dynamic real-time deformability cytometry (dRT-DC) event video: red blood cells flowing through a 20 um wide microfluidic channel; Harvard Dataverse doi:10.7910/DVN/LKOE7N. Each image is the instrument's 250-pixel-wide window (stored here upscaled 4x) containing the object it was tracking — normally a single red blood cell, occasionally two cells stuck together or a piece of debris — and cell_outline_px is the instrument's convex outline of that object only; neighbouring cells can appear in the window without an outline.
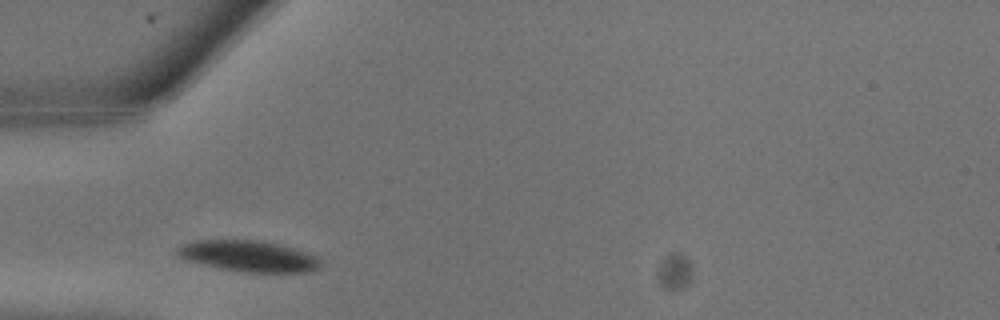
{"species": "common noctule bat (a hibernating species)", "species_latin": "Nyctalus noctula", "temperature_condition": "warm", "stored_images_in_passage": 11, "camera_frame_rate_fps": 3000, "um_per_image_px": 0.085, "animal": {"sex": "male", "body_mass_g": 13.3}, "frame": {"image": 1, "passage_image": 2, "time_ms": 0.333, "image_size_px": [1000, 320], "cell_outline_px": [[324, 264], [320, 268], [308, 272], [244, 272], [204, 264], [188, 260], [176, 256], [176, 248], [184, 244], [196, 240], [256, 240], [280, 244], [316, 256], [324, 260]], "centroid_in_image_um": [21.18, 21.77], "position_along_channel_um": 63.8, "area_um2": 25.84}}
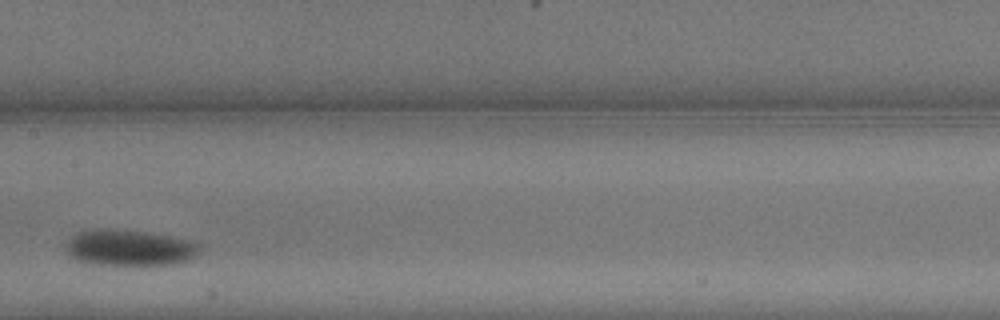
{"frame": {"image": 2, "passage_image": 7, "time_ms": 2.0, "image_size_px": [1000, 320], "cell_outline_px": [[200, 248], [188, 260], [172, 264], [88, 264], [76, 260], [68, 256], [64, 248], [68, 236], [76, 232], [96, 228], [116, 228], [144, 232], [168, 236], [188, 240], [200, 244]], "centroid_in_image_um": [10.85, 21.04], "position_along_channel_um": 196.5, "area_um2": 28.26}}
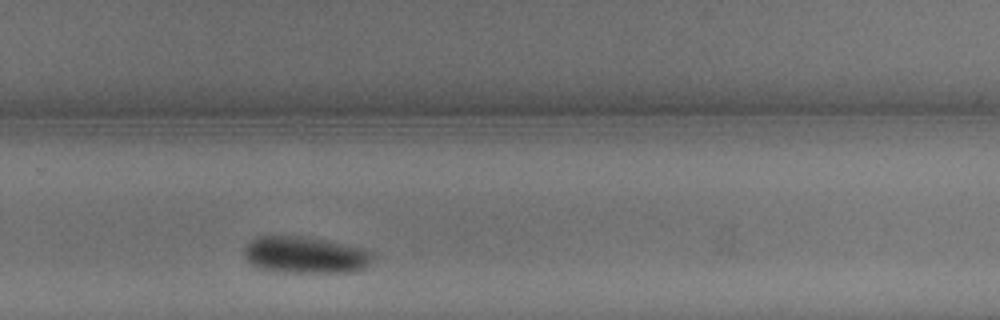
{"frame": {"image": 3, "passage_image": 11, "time_ms": 3.333, "image_size_px": [1000, 320], "cell_outline_px": [[372, 260], [364, 268], [356, 272], [284, 272], [260, 268], [252, 264], [244, 256], [244, 244], [256, 236], [300, 236], [324, 240], [360, 248], [372, 252]], "centroid_in_image_um": [25.9, 21.67], "position_along_channel_um": 303.9, "area_um2": 27.34}}